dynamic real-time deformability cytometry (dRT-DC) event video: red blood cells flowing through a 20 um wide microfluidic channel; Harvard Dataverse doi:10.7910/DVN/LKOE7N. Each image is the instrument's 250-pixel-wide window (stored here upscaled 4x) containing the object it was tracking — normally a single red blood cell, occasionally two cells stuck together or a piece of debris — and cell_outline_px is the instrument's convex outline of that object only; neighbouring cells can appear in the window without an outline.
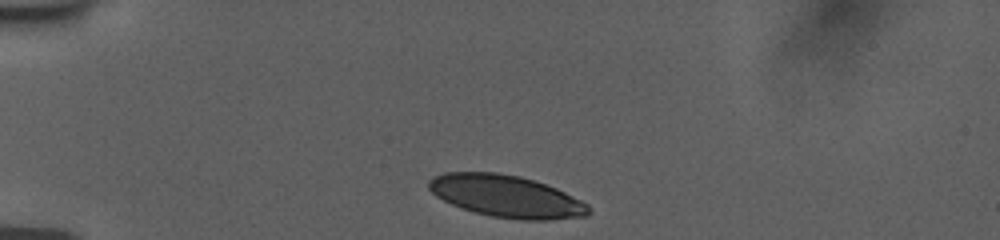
{"species": "human", "species_latin": "Homo sapiens", "temperature_condition": "room temperature", "stored_images_in_passage": 10, "camera_frame_rate_fps": 3000, "um_per_image_px": 0.085, "donor": {"sex": "female"}, "frame": {"image": 1, "passage_image": 1, "time_ms": 0.0, "image_size_px": [1000, 240], "cell_outline_px": [[592, 212], [588, 216], [548, 220], [520, 220], [492, 216], [460, 208], [436, 196], [428, 188], [428, 180], [432, 176], [444, 172], [496, 172], [520, 176], [556, 188], [588, 204], [592, 208]], "centroid_in_image_um": [43.04, 16.68], "position_along_channel_um": 42.0, "area_um2": 39.3}}
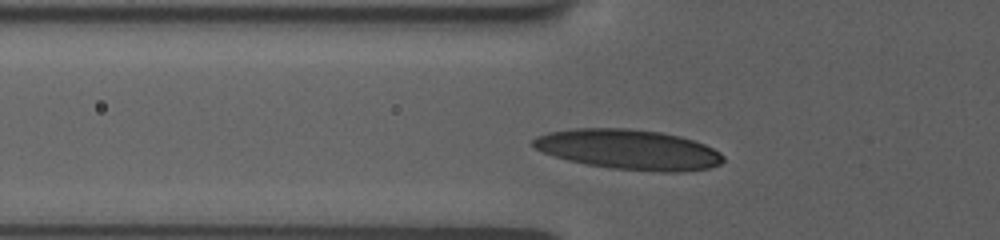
{"frame": {"image": 2, "passage_image": 6, "time_ms": 2.0, "image_size_px": [1000, 240], "cell_outline_px": [[724, 160], [720, 164], [708, 168], [680, 172], [664, 172], [612, 168], [584, 164], [568, 160], [544, 152], [536, 148], [532, 144], [532, 140], [536, 136], [548, 132], [576, 128], [628, 128], [660, 132], [680, 136], [704, 144], [720, 152], [724, 156]], "centroid_in_image_um": [53.45, 12.7], "position_along_channel_um": 72.4, "area_um2": 44.22}}
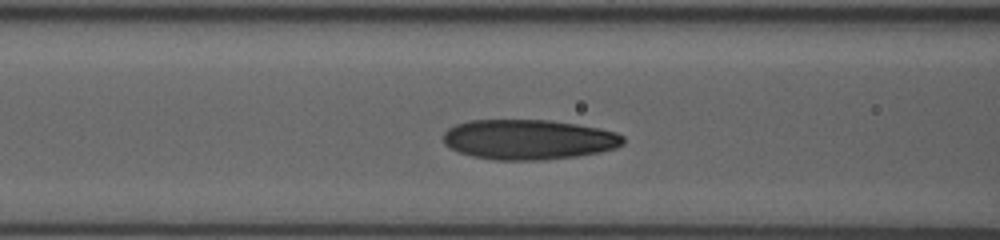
{"frame": {"image": 3, "passage_image": 9, "time_ms": 3.333, "image_size_px": [1000, 240], "cell_outline_px": [[624, 144], [616, 148], [600, 152], [576, 156], [540, 160], [492, 160], [472, 156], [448, 148], [444, 144], [444, 132], [448, 128], [456, 124], [468, 120], [548, 120], [576, 124], [600, 128], [616, 132], [624, 136]], "centroid_in_image_um": [44.92, 11.86], "position_along_channel_um": 121.7, "area_um2": 42.19}}